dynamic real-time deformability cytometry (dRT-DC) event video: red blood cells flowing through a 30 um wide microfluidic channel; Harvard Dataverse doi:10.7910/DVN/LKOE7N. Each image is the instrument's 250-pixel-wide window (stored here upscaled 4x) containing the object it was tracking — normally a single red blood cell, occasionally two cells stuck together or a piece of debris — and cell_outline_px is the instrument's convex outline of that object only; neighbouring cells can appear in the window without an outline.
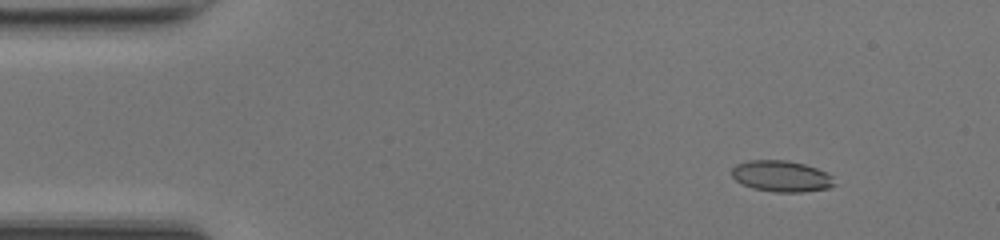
{"species": "common noctule bat (a hibernating species)", "species_latin": "Nyctalus noctula", "temperature_condition": "room temperature", "stored_images_in_passage": 10, "camera_frame_rate_fps": 3000, "um_per_image_px": 0.085, "animal": {"sex": "female", "body_mass_g": 17.0, "forearm_length_mm": 48.0}, "frame": {"image": 1, "passage_image": 2, "time_ms": 0.333, "image_size_px": [1000, 240], "cell_outline_px": [[836, 184], [828, 188], [804, 192], [776, 192], [752, 188], [736, 180], [732, 176], [732, 168], [736, 164], [748, 160], [788, 160], [804, 164], [816, 168], [832, 176]], "centroid_in_image_um": [66.42, 14.97], "position_along_channel_um": 18.6, "area_um2": 18.61}}